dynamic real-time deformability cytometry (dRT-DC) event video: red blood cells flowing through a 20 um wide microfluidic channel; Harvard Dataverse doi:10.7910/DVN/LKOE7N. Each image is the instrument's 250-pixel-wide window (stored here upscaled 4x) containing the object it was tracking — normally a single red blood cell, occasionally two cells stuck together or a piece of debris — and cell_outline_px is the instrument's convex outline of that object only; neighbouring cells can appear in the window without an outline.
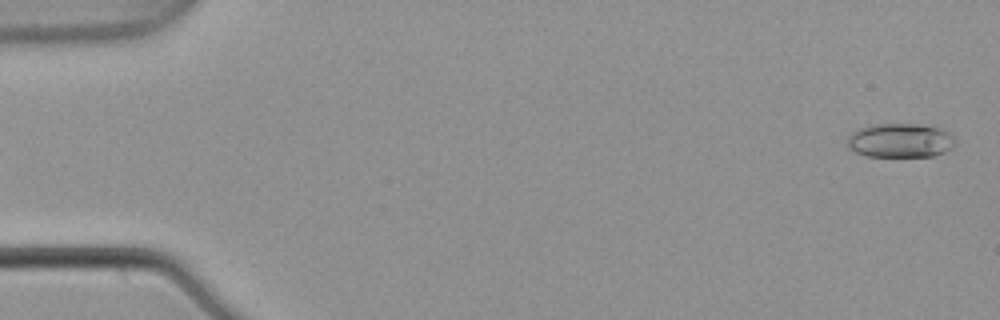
{"species": "common noctule bat (a hibernating species)", "species_latin": "Nyctalus noctula", "temperature_condition": "warm", "stored_images_in_passage": 7, "camera_frame_rate_fps": 3000, "um_per_image_px": 0.085, "animal": {"sex": "male", "body_mass_g": 21.5, "forearm_length_mm": 52.0}, "frame": {"image": 1, "passage_image": 7, "time_ms": 2.0, "image_size_px": [1000, 320], "cell_outline_px": [[956, 144], [952, 148], [944, 152], [932, 156], [868, 156], [856, 152], [848, 148], [848, 136], [852, 132], [860, 128], [872, 124], [920, 124], [940, 128], [948, 132], [956, 140]], "centroid_in_image_um": [76.54, 11.93], "position_along_channel_um": 8.5, "area_um2": 21.5}}